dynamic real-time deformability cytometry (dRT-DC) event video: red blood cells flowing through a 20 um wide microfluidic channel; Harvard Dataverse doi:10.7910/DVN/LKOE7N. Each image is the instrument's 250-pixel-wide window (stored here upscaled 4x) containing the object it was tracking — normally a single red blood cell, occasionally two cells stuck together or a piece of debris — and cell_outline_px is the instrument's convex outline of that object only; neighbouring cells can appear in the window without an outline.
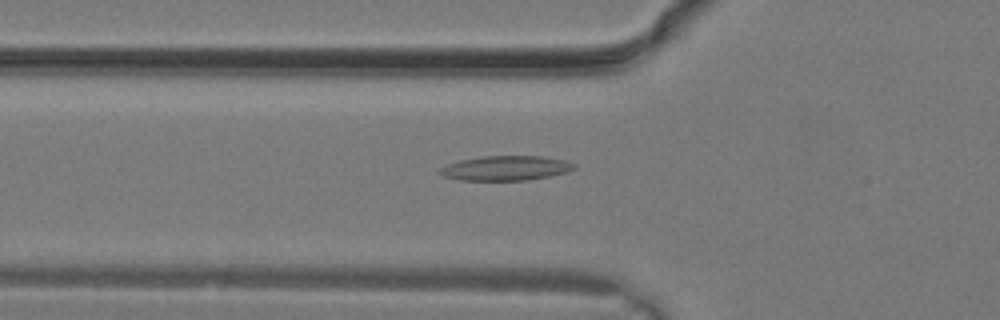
{"species": "common noctule bat (a hibernating species)", "species_latin": "Nyctalus noctula", "temperature_condition": "warm", "stored_images_in_passage": 20, "camera_frame_rate_fps": 3000, "um_per_image_px": 0.085, "animal": {"sex": "male", "body_mass_g": 19.2, "forearm_length_mm": 51.8}, "frame": {"image": 1, "passage_image": 4, "time_ms": 1.0, "image_size_px": [1000, 320], "cell_outline_px": [[576, 168], [568, 172], [528, 180], [460, 180], [444, 176], [436, 172], [440, 168], [448, 164], [460, 160], [484, 156], [540, 156], [564, 160], [576, 164]], "centroid_in_image_um": [42.99, 14.29], "position_along_channel_um": 82.8, "area_um2": 19.25}}
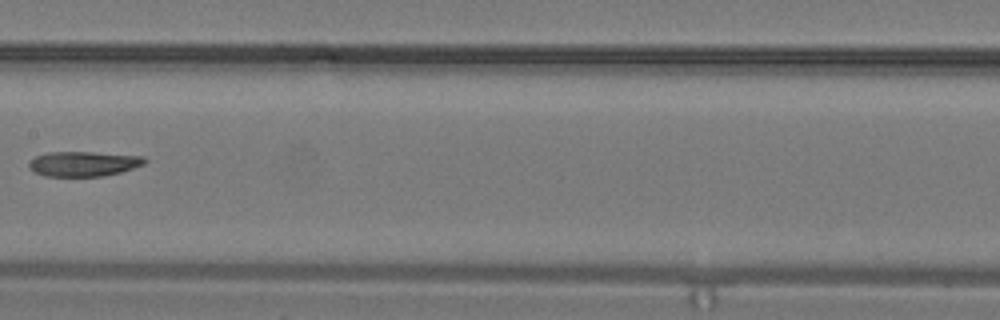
{"frame": {"image": 2, "passage_image": 9, "time_ms": 2.667, "image_size_px": [1000, 320], "cell_outline_px": [[148, 160], [144, 164], [120, 172], [104, 176], [44, 176], [28, 168], [28, 160], [36, 156], [48, 152], [92, 152], [144, 156]], "centroid_in_image_um": [7.08, 13.92], "position_along_channel_um": 200.3, "area_um2": 16.88}}
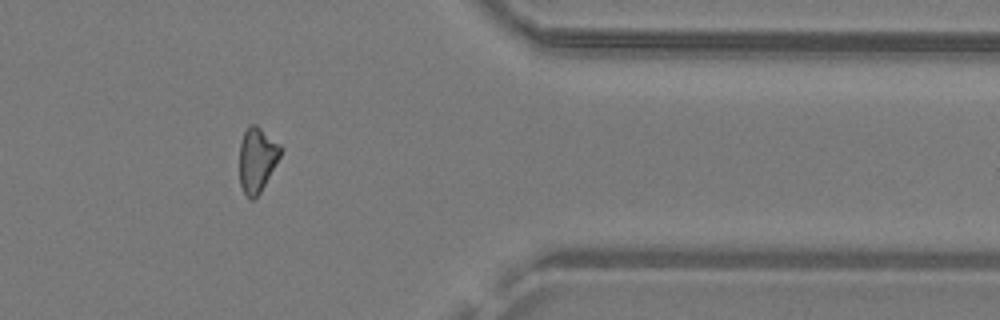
{"frame": {"image": 3, "passage_image": 18, "time_ms": 5.667, "image_size_px": [1000, 320], "cell_outline_px": [[284, 148], [280, 156], [260, 192], [252, 200], [244, 192], [240, 184], [240, 144], [244, 132], [248, 124], [256, 124], [280, 144]], "centroid_in_image_um": [21.85, 13.52], "position_along_channel_um": 389.5, "area_um2": 15.32}}